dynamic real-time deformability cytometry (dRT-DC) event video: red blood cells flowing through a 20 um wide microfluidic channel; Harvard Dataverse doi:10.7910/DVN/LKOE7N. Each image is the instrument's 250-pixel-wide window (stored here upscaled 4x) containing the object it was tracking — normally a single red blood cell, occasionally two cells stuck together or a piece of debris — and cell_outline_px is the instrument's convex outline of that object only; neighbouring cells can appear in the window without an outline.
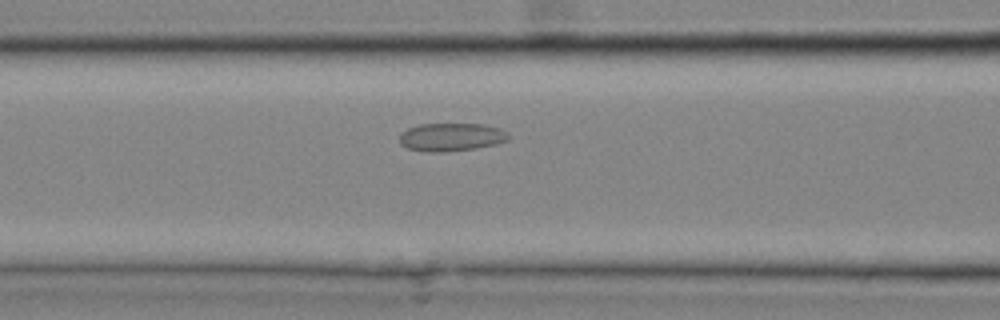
{"species": "common noctule bat (a hibernating species)", "species_latin": "Nyctalus noctula", "temperature_condition": "cold", "stored_images_in_passage": 14, "camera_frame_rate_fps": 3000, "um_per_image_px": 0.085, "animal": {"sex": "male", "body_mass_g": 20.4}, "frame": {"image": 1, "passage_image": 8, "time_ms": 2.333, "image_size_px": [1000, 320], "cell_outline_px": [[508, 140], [496, 144], [476, 148], [444, 152], [428, 152], [408, 148], [400, 144], [400, 132], [408, 128], [420, 124], [480, 124], [496, 128], [508, 132]], "centroid_in_image_um": [38.32, 11.65], "position_along_channel_um": 128.3, "area_um2": 17.74}}
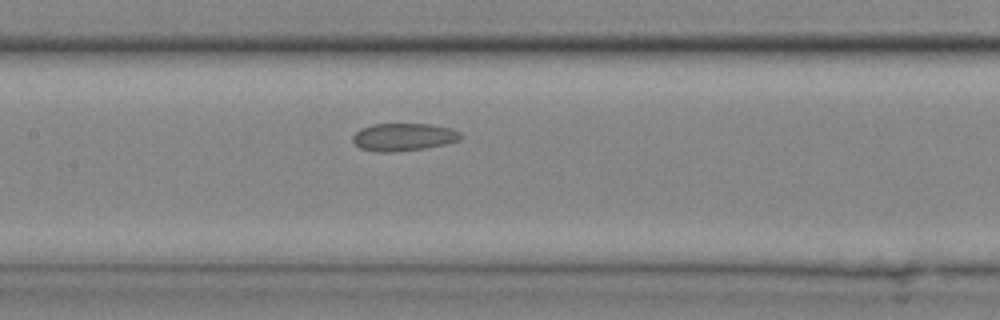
{"frame": {"image": 2, "passage_image": 10, "time_ms": 3.0, "image_size_px": [1000, 320], "cell_outline_px": [[464, 136], [460, 140], [444, 144], [424, 148], [384, 152], [380, 152], [360, 148], [352, 140], [352, 136], [360, 128], [372, 124], [432, 124], [452, 128], [460, 132]], "centroid_in_image_um": [34.32, 11.63], "position_along_channel_um": 173.1, "area_um2": 17.34}}